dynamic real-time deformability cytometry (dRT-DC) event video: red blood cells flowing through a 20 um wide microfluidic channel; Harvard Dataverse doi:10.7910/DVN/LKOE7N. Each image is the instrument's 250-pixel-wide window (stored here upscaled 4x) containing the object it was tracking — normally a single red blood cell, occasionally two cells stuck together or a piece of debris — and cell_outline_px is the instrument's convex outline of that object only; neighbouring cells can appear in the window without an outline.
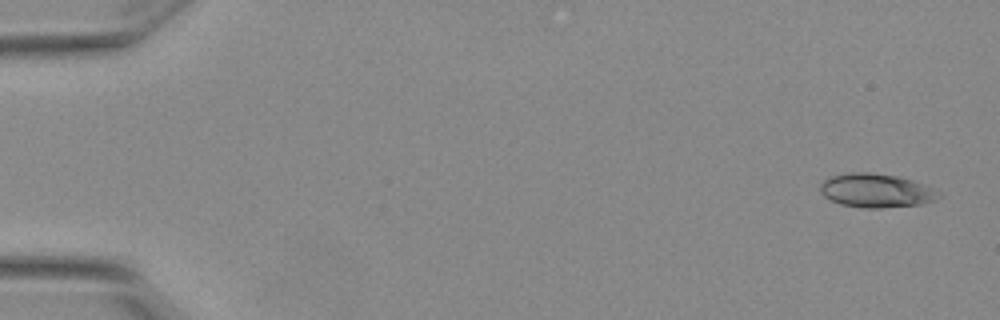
{"species": "Egyptian fruit bat (a non-hibernating species)", "species_latin": "Rousettus aegyptiacus", "temperature_condition": "warm", "stored_images_in_passage": 5, "camera_frame_rate_fps": 3000, "um_per_image_px": 0.085, "animal": {"sex": "female"}, "frame": {"image": 1, "passage_image": 1, "time_ms": 0.0, "image_size_px": [1000, 320], "cell_outline_px": [[940, 196], [936, 200], [920, 204], [880, 208], [864, 208], [840, 204], [824, 196], [820, 192], [820, 184], [824, 180], [832, 176], [848, 172], [872, 172], [896, 176], [912, 180], [924, 184], [932, 188]], "centroid_in_image_um": [74.44, 16.19], "position_along_channel_um": 10.6, "area_um2": 23.24}}
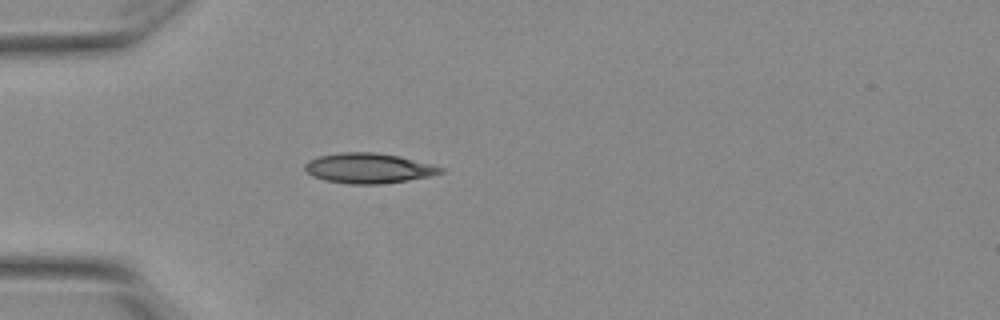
{"frame": {"image": 2, "passage_image": 5, "time_ms": 1.333, "image_size_px": [1000, 320], "cell_outline_px": [[444, 172], [428, 176], [408, 180], [376, 184], [352, 184], [328, 180], [312, 176], [304, 168], [304, 164], [308, 160], [320, 156], [340, 152], [372, 152], [400, 156], [432, 164], [444, 168]], "centroid_in_image_um": [31.33, 14.28], "position_along_channel_um": 53.7, "area_um2": 23.58}}